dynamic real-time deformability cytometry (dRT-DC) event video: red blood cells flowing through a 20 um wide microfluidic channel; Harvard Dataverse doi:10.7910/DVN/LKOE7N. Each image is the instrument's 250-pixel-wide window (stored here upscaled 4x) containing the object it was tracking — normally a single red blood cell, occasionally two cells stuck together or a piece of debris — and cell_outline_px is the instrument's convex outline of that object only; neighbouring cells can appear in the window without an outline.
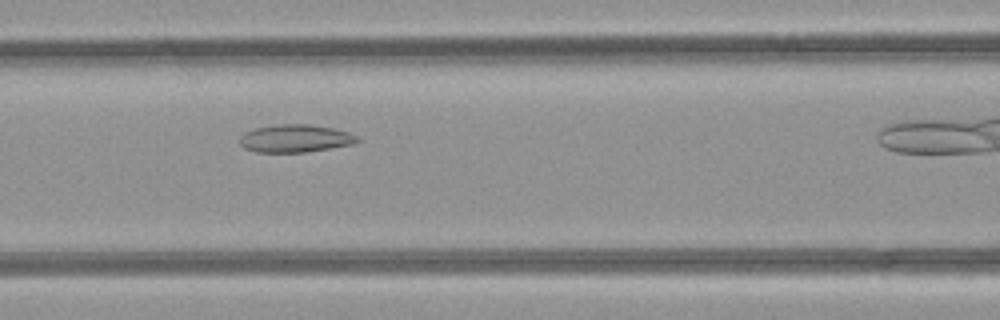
{"species": "common noctule bat (a hibernating species)", "species_latin": "Nyctalus noctula", "temperature_condition": "room temperature", "stored_images_in_passage": 25, "camera_frame_rate_fps": 3000, "um_per_image_px": 0.085, "animal": {"sex": "female", "body_mass_g": 21.9}, "frame": {"image": 1, "passage_image": 7, "time_ms": 2.0, "image_size_px": [1000, 320], "cell_outline_px": [[360, 140], [352, 144], [304, 152], [256, 152], [244, 148], [240, 144], [240, 136], [244, 132], [256, 128], [276, 124], [308, 124], [332, 128], [348, 132], [360, 136]], "centroid_in_image_um": [25.08, 11.76], "position_along_channel_um": 141.5, "area_um2": 18.96}}
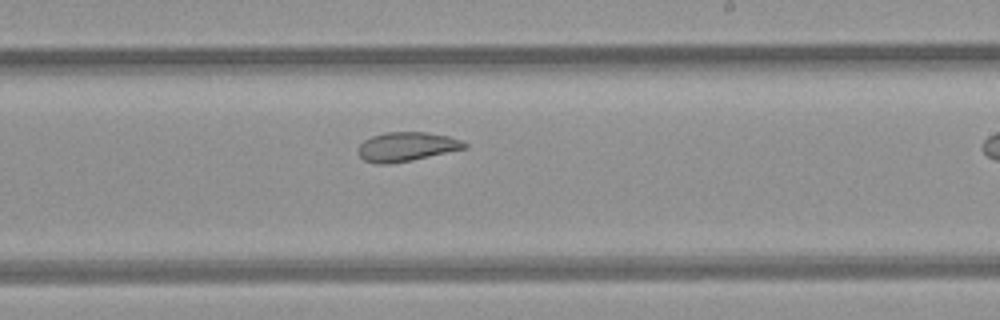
{"frame": {"image": 2, "passage_image": 15, "time_ms": 4.667, "image_size_px": [1000, 320], "cell_outline_px": [[468, 148], [412, 160], [388, 164], [376, 164], [364, 160], [356, 152], [356, 148], [364, 140], [372, 136], [384, 132], [424, 132], [448, 136], [460, 140], [468, 144]], "centroid_in_image_um": [34.53, 12.47], "position_along_channel_um": 254.5, "area_um2": 18.21}}
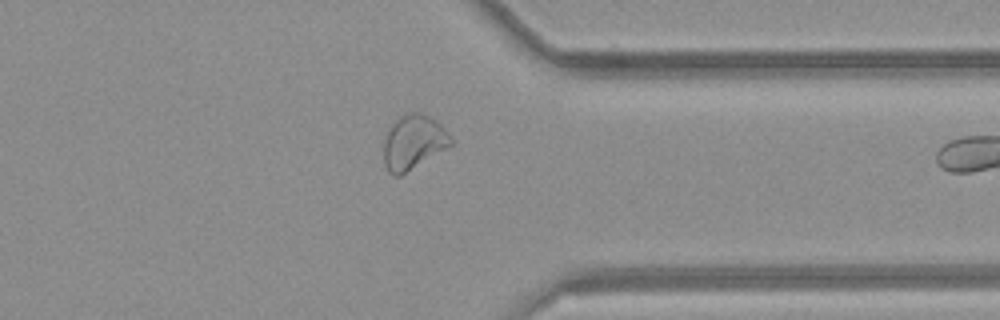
{"frame": {"image": 3, "passage_image": 24, "time_ms": 7.667, "image_size_px": [1000, 320], "cell_outline_px": [[452, 144], [400, 176], [392, 176], [388, 172], [384, 164], [384, 136], [388, 128], [400, 116], [408, 112], [420, 112], [436, 120], [448, 132], [452, 140]], "centroid_in_image_um": [35.1, 12.08], "position_along_channel_um": 376.3, "area_um2": 21.21}}